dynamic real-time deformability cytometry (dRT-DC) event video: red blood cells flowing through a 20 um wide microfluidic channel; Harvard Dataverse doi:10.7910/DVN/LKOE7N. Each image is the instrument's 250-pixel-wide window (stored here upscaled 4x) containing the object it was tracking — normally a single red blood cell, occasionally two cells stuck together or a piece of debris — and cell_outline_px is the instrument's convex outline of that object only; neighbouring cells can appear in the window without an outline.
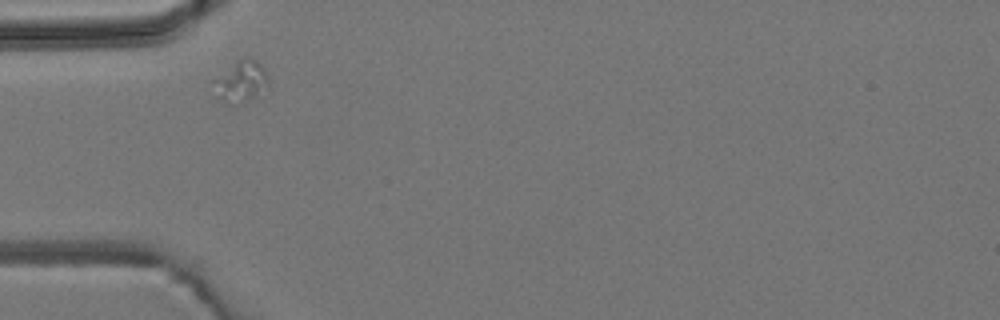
{"species": "common noctule bat (a hibernating species)", "species_latin": "Nyctalus noctula", "temperature_condition": "room temperature", "stored_images_in_passage": 1, "camera_frame_rate_fps": 3000, "um_per_image_px": 0.085, "animal": {"sex": "male", "body_mass_g": 19.2, "forearm_length_mm": 51.8}, "frame": {"image": 1, "passage_image": 1, "time_ms": 0.0, "image_size_px": [1000, 320], "cell_outline_px": [[268, 88], [240, 104], [228, 104], [220, 96], [212, 80], [244, 56], [256, 60], [264, 68], [268, 76]], "centroid_in_image_um": [20.54, 6.9], "position_along_channel_um": 64.5, "area_um2": 12.77}}